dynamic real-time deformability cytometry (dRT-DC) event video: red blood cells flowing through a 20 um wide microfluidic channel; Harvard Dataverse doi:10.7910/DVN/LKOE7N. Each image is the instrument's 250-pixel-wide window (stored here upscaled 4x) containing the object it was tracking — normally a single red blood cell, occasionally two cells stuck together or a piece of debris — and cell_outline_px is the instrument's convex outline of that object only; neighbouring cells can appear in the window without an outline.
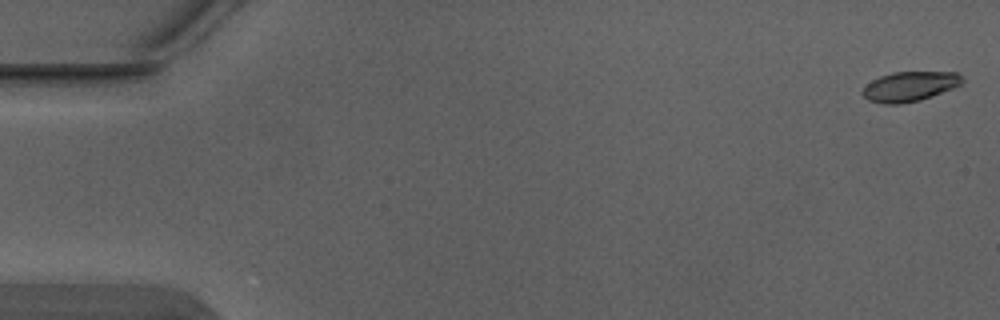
{"species": "Egyptian fruit bat (a non-hibernating species)", "species_latin": "Rousettus aegyptiacus", "temperature_condition": "warm", "stored_images_in_passage": 5, "camera_frame_rate_fps": 3000, "um_per_image_px": 0.085, "animal": {"sex": "male"}, "frame": {"image": 1, "passage_image": 1, "time_ms": 0.0, "image_size_px": [1000, 320], "cell_outline_px": [[964, 80], [960, 84], [952, 88], [920, 100], [900, 104], [884, 104], [868, 100], [860, 92], [864, 84], [880, 76], [892, 72], [956, 72], [964, 76]], "centroid_in_image_um": [77.28, 7.34], "position_along_channel_um": 7.7, "area_um2": 17.4}}
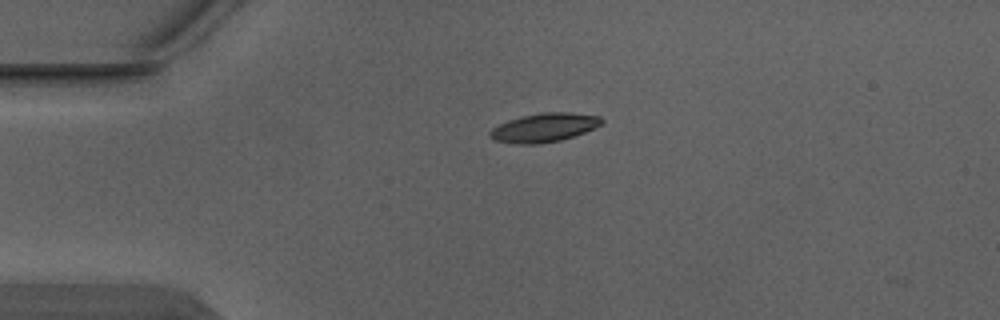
{"frame": {"image": 2, "passage_image": 4, "time_ms": 1.0, "image_size_px": [1000, 320], "cell_outline_px": [[604, 124], [584, 132], [560, 140], [536, 144], [520, 144], [496, 140], [488, 136], [488, 132], [492, 128], [508, 120], [520, 116], [540, 112], [568, 112], [600, 116], [604, 120]], "centroid_in_image_um": [46.26, 10.83], "position_along_channel_um": 38.7, "area_um2": 18.73}}